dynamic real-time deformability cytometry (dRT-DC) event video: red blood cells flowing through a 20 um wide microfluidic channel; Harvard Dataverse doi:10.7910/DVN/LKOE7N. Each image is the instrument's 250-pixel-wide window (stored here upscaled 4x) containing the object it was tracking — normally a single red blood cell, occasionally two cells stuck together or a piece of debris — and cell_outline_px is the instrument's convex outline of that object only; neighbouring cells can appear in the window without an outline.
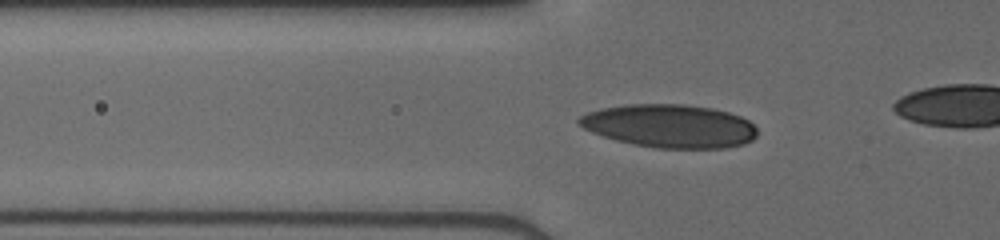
{"species": "human", "species_latin": "Homo sapiens", "temperature_condition": "cold", "stored_images_in_passage": 44, "camera_frame_rate_fps": 3000, "um_per_image_px": 0.085, "donor": {"sex": "male"}, "frame": {"image": 1, "passage_image": 18, "time_ms": 5.667, "image_size_px": [1000, 240], "cell_outline_px": [[756, 136], [752, 140], [744, 144], [724, 148], [656, 148], [632, 144], [616, 140], [592, 132], [576, 124], [576, 120], [580, 116], [588, 112], [600, 108], [624, 104], [684, 104], [712, 108], [728, 112], [740, 116], [748, 120], [756, 128]], "centroid_in_image_um": [56.9, 10.7], "position_along_channel_um": 68.9, "area_um2": 45.08}}
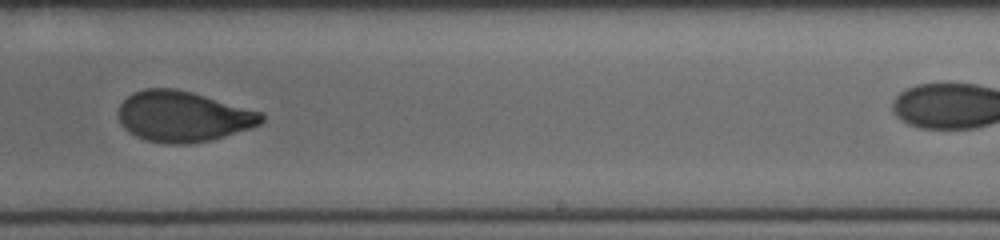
{"frame": {"image": 2, "passage_image": 33, "time_ms": 10.667, "image_size_px": [1000, 240], "cell_outline_px": [[264, 120], [260, 124], [252, 128], [212, 140], [188, 144], [164, 144], [144, 140], [128, 132], [124, 128], [120, 120], [120, 104], [132, 92], [144, 88], [176, 88], [192, 92], [264, 112]], "centroid_in_image_um": [15.59, 9.9], "position_along_channel_um": 273.4, "area_um2": 42.6}}
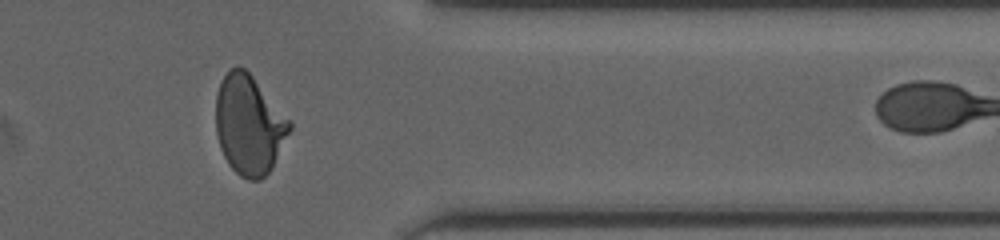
{"frame": {"image": 3, "passage_image": 42, "time_ms": 13.667, "image_size_px": [1000, 240], "cell_outline_px": [[292, 128], [272, 168], [260, 180], [248, 180], [240, 176], [228, 164], [220, 148], [216, 132], [216, 92], [220, 80], [228, 68], [244, 68], [252, 76], [292, 124]], "centroid_in_image_um": [21.14, 10.63], "position_along_channel_um": 390.3, "area_um2": 42.48}}